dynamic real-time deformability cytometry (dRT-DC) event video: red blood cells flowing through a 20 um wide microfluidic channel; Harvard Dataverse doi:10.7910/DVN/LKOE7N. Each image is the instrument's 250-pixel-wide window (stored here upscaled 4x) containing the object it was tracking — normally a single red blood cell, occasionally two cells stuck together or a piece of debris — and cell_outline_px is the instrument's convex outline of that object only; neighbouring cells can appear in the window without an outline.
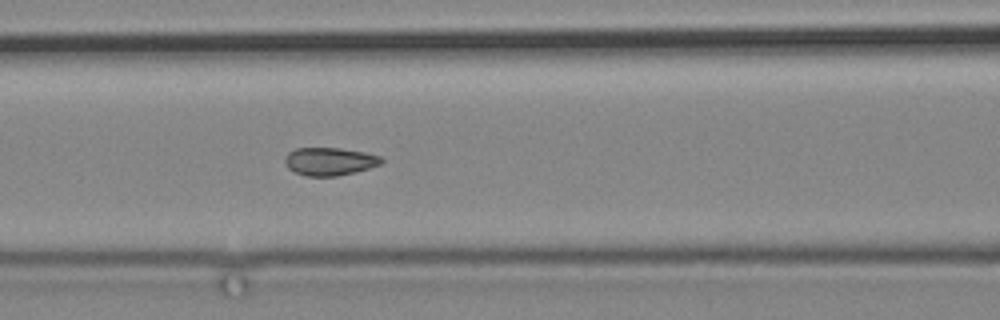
{"species": "common noctule bat (a hibernating species)", "species_latin": "Nyctalus noctula", "temperature_condition": "cold", "stored_images_in_passage": 11, "camera_frame_rate_fps": 3000, "um_per_image_px": 0.085, "animal": {"sex": "male", "body_mass_g": 19.2, "forearm_length_mm": 51.8}, "frame": {"image": 1, "passage_image": 11, "time_ms": 12.333, "image_size_px": [1000, 320], "cell_outline_px": [[384, 160], [380, 164], [356, 172], [336, 176], [308, 176], [296, 172], [288, 168], [284, 164], [284, 156], [288, 152], [296, 148], [340, 148], [364, 152], [380, 156]], "centroid_in_image_um": [27.99, 13.71], "position_along_channel_um": 138.6, "area_um2": 15.72}}